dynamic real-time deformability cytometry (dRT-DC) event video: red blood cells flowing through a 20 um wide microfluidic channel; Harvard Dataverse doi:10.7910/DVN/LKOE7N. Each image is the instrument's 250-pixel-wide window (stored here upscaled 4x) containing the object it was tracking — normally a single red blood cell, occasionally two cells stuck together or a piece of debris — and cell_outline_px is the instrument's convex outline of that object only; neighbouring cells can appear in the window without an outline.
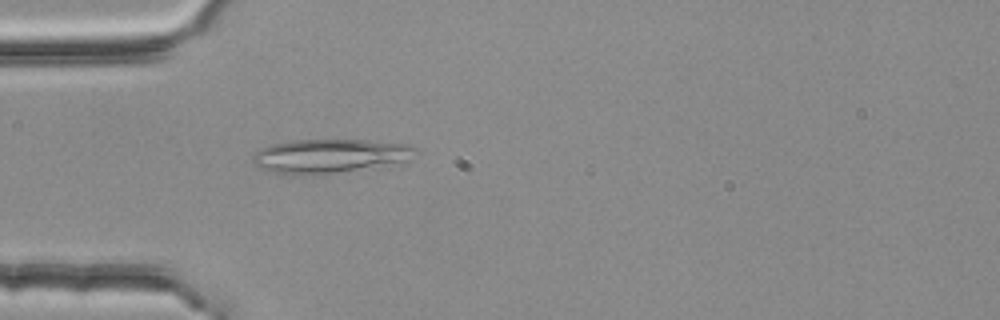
{"species": "common noctule bat (a hibernating species)", "species_latin": "Nyctalus noctula", "temperature_condition": "room temperature", "stored_images_in_passage": 2, "camera_frame_rate_fps": 3000, "um_per_image_px": 0.085, "animal": {"sex": "female", "body_mass_g": 25.1}, "frame": {"image": 1, "passage_image": 2, "time_ms": 0.333, "image_size_px": [1000, 320], "cell_outline_px": [[416, 148], [404, 160], [336, 172], [276, 172], [264, 168], [256, 164], [252, 160], [252, 156], [260, 148], [268, 144], [296, 140], [368, 140], [408, 144]], "centroid_in_image_um": [27.94, 13.19], "position_along_channel_um": 57.1, "area_um2": 30.23}}